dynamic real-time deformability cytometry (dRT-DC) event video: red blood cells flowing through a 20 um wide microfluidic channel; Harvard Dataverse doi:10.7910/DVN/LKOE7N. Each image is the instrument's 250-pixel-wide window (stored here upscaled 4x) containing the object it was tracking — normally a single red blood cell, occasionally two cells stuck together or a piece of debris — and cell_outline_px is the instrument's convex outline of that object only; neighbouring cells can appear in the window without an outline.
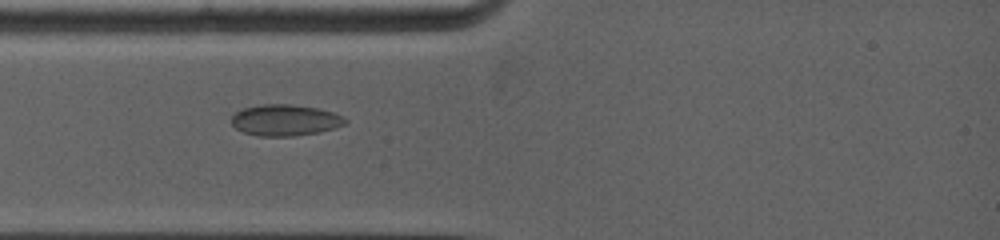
{"species": "common noctule bat (a hibernating species)", "species_latin": "Nyctalus noctula", "temperature_condition": "warm", "stored_images_in_passage": 26, "camera_frame_rate_fps": 5000, "um_per_image_px": 0.085, "animal": {"sex": "female", "body_mass_g": 19.0, "forearm_length_mm": 53.3}, "frame": {"image": 1, "passage_image": 3, "time_ms": 0.6, "image_size_px": [1000, 240], "cell_outline_px": [[348, 124], [336, 128], [320, 132], [292, 136], [260, 136], [244, 132], [236, 128], [232, 124], [232, 116], [236, 112], [244, 108], [260, 104], [292, 104], [316, 108], [332, 112], [344, 116], [348, 120]], "centroid_in_image_um": [24.28, 10.21], "position_along_channel_um": 60.7, "area_um2": 20.81}}
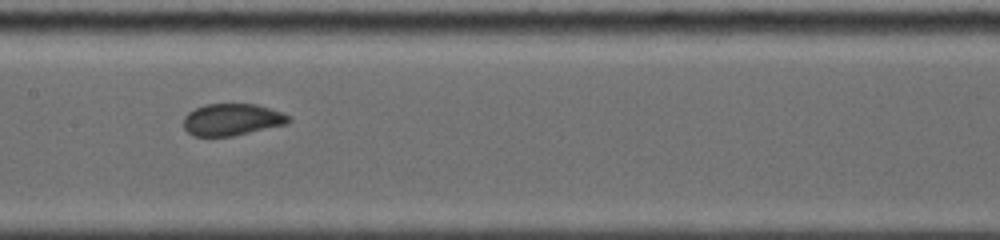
{"frame": {"image": 2, "passage_image": 12, "time_ms": 3.8, "image_size_px": [1000, 240], "cell_outline_px": [[292, 120], [284, 124], [232, 136], [192, 136], [184, 128], [184, 116], [188, 112], [204, 104], [256, 104], [284, 112], [292, 116]], "centroid_in_image_um": [19.72, 10.15], "position_along_channel_um": 187.7, "area_um2": 19.54}}
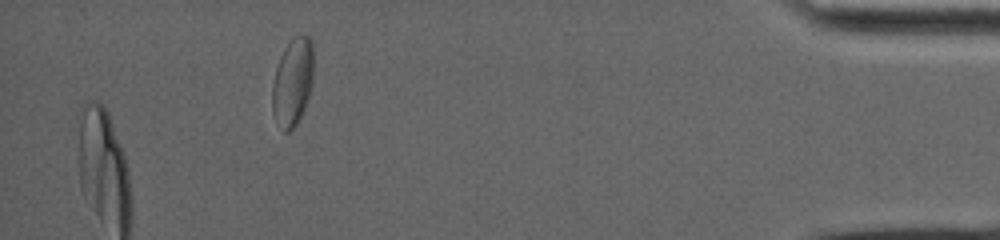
{"frame": {"image": 3, "passage_image": 23, "time_ms": 11.2, "image_size_px": [1000, 240], "cell_outline_px": [[312, 84], [304, 108], [296, 124], [288, 132], [284, 132], [272, 112], [272, 84], [276, 68], [280, 56], [288, 40], [292, 36], [308, 36], [312, 40]], "centroid_in_image_um": [24.85, 6.93], "position_along_channel_um": 410.3, "area_um2": 20.92}, "authors_computed_cell_mechanics": {"area_um2": 20.1722, "velocity_mm_per_s": 3.9519, "shape_relaxation_time_tau1_ms": null, "shape_relaxation_time_tau2_ms": 0.8426, "deformation_change_tau1": null, "deformation_change_tau2": 0.054}}